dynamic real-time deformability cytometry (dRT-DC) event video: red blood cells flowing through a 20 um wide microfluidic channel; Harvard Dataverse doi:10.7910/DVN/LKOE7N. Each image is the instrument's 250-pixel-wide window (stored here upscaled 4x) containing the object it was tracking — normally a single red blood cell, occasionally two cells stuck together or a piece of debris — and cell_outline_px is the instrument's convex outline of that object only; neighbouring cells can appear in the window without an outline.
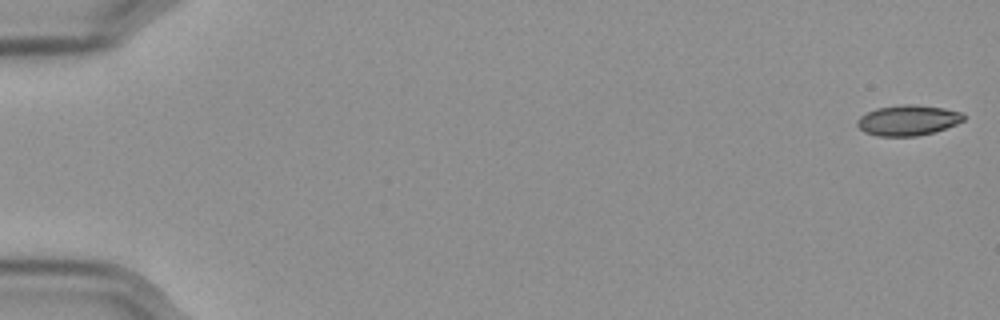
{"species": "Egyptian fruit bat (a non-hibernating species)", "species_latin": "Rousettus aegyptiacus", "temperature_condition": "cold", "stored_images_in_passage": 57, "camera_frame_rate_fps": 3000, "um_per_image_px": 0.085, "frame": {"image": 1, "passage_image": 1, "time_ms": 0.0, "image_size_px": [1000, 320], "cell_outline_px": [[964, 120], [956, 124], [932, 132], [916, 136], [880, 136], [864, 132], [856, 124], [856, 120], [860, 116], [876, 108], [900, 104], [916, 104], [944, 108], [960, 112], [964, 116]], "centroid_in_image_um": [77.14, 10.21], "position_along_channel_um": 7.9, "area_um2": 18.79}}
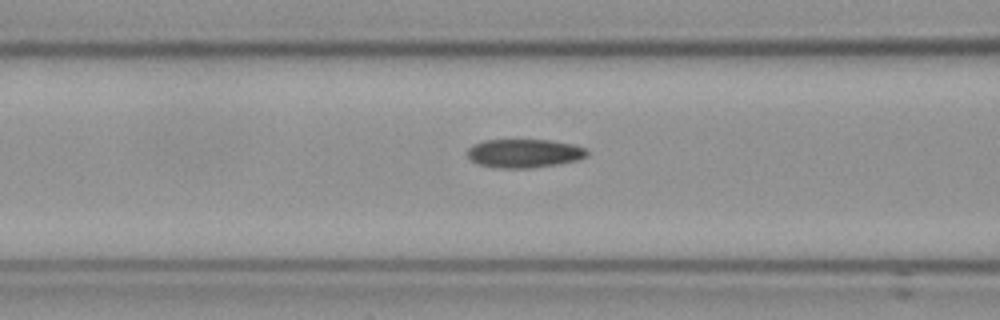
{"frame": {"image": 2, "passage_image": 24, "time_ms": 7.667, "image_size_px": [1000, 320], "cell_outline_px": [[588, 156], [576, 160], [556, 164], [532, 168], [496, 168], [480, 164], [472, 160], [468, 156], [468, 148], [472, 144], [484, 140], [552, 140], [572, 144], [584, 148], [588, 152]], "centroid_in_image_um": [44.55, 13.03], "position_along_channel_um": 122.1, "area_um2": 19.88}}
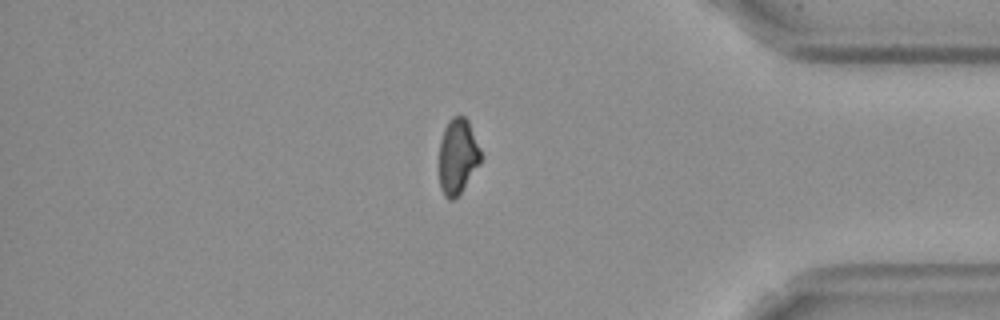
{"frame": {"image": 3, "passage_image": 49, "time_ms": 16.0, "image_size_px": [1000, 320], "cell_outline_px": [[480, 164], [460, 192], [452, 200], [448, 200], [444, 196], [440, 188], [440, 140], [444, 128], [448, 120], [452, 116], [464, 116], [468, 120], [480, 148]], "centroid_in_image_um": [38.89, 13.27], "position_along_channel_um": 396.3, "area_um2": 18.15}, "authors_computed_cell_mechanics": {"area_um2": 19.4208, "velocity_mm_per_s": 3.583, "shape_relaxation_time_tau1_ms": null, "shape_relaxation_time_tau2_ms": 5.0205, "deformation_change_tau1": null, "deformation_change_tau2": 0.0847}}